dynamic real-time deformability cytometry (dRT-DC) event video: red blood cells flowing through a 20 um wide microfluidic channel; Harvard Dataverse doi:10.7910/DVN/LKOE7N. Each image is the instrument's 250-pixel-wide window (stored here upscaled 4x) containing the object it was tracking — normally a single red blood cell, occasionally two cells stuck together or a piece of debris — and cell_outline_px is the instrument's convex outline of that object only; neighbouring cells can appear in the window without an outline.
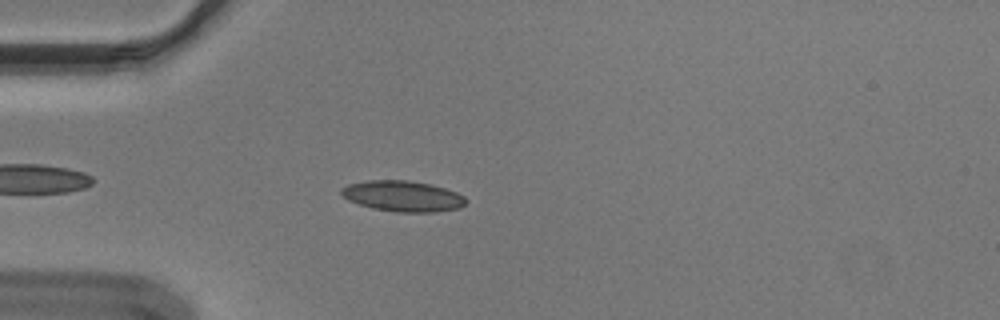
{"species": "Egyptian fruit bat (a non-hibernating species)", "species_latin": "Rousettus aegyptiacus", "temperature_condition": "cold", "stored_images_in_passage": 46, "camera_frame_rate_fps": 3000, "um_per_image_px": 0.085, "animal": {"sex": "male"}, "frame": {"image": 1, "passage_image": 6, "time_ms": 1.667, "image_size_px": [1000, 320], "cell_outline_px": [[468, 200], [460, 208], [436, 212], [396, 212], [372, 208], [348, 200], [340, 192], [340, 188], [348, 184], [368, 180], [408, 180], [432, 184], [456, 192], [464, 196]], "centroid_in_image_um": [34.25, 16.67], "position_along_channel_um": 50.8, "area_um2": 22.43}}
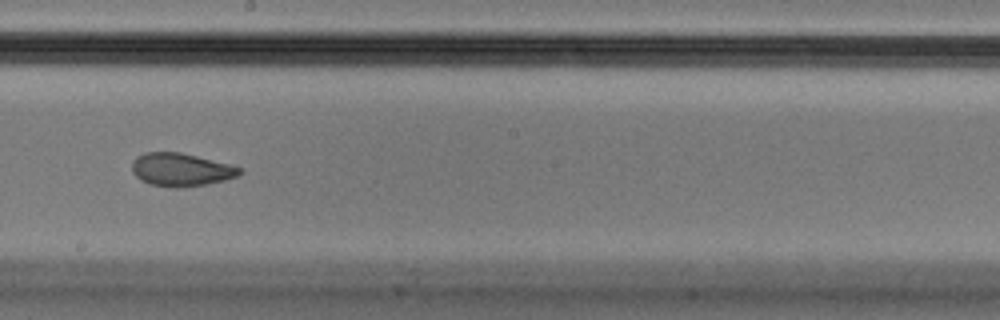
{"frame": {"image": 2, "passage_image": 22, "time_ms": 7.0, "image_size_px": [1000, 320], "cell_outline_px": [[244, 172], [236, 176], [224, 180], [204, 184], [180, 188], [172, 188], [148, 184], [140, 180], [132, 172], [132, 160], [136, 156], [144, 152], [180, 152], [232, 164], [240, 168]], "centroid_in_image_um": [15.35, 14.42], "position_along_channel_um": 232.8, "area_um2": 20.98}}
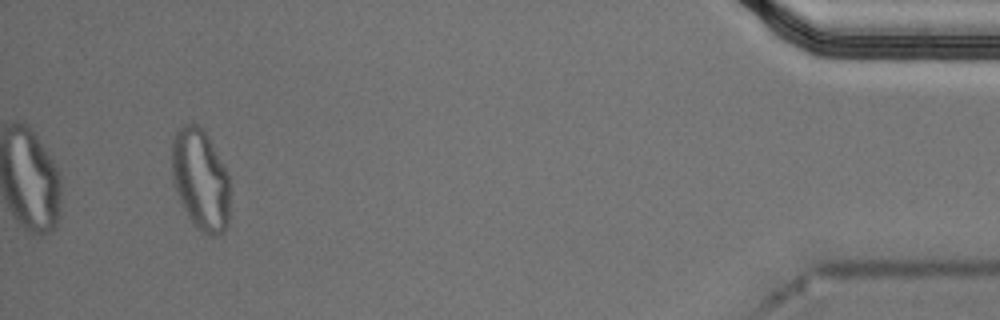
{"frame": {"image": 3, "passage_image": 43, "time_ms": 14.0, "image_size_px": [1000, 320], "cell_outline_px": [[228, 224], [224, 232], [216, 236], [212, 236], [196, 228], [192, 224], [172, 184], [172, 140], [180, 124], [196, 124], [208, 136], [228, 172]], "centroid_in_image_um": [17.02, 15.27], "position_along_channel_um": 418.2, "area_um2": 34.28}, "authors_computed_cell_mechanics": {"area_um2": 21.4727, "velocity_mm_per_s": 3.6239, "shape_relaxation_time_tau1_ms": null, "shape_relaxation_time_tau2_ms": 1.4377, "deformation_change_tau1": null, "deformation_change_tau2": 0.0685}}